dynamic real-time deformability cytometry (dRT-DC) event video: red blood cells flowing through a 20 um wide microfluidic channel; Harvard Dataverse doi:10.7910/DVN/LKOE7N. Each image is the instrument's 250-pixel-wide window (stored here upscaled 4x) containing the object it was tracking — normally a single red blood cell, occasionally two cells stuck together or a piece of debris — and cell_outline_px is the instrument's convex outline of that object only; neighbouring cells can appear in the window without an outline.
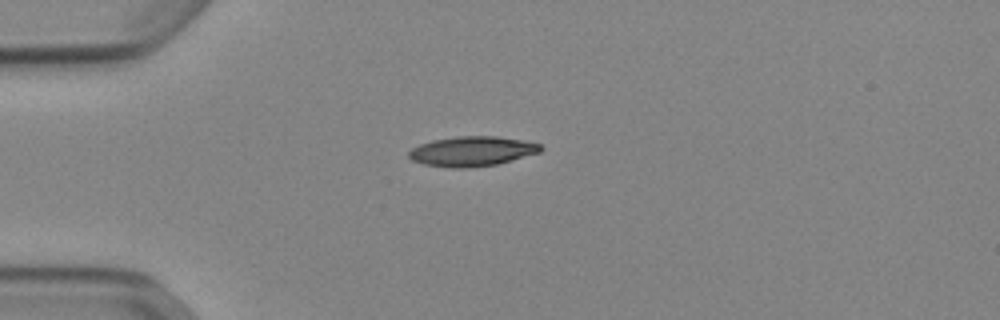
{"species": "Egyptian fruit bat (a non-hibernating species)", "species_latin": "Rousettus aegyptiacus", "temperature_condition": "cold", "stored_images_in_passage": 39, "camera_frame_rate_fps": 3000, "um_per_image_px": 0.085, "animal": {"sex": "female"}, "frame": {"image": 1, "passage_image": 1, "time_ms": 0.0, "image_size_px": [1000, 320], "cell_outline_px": [[544, 148], [540, 152], [496, 164], [468, 168], [452, 168], [424, 164], [412, 160], [408, 156], [408, 152], [412, 148], [420, 144], [432, 140], [456, 136], [496, 136], [524, 140], [540, 144]], "centroid_in_image_um": [40.11, 12.85], "position_along_channel_um": 44.9, "area_um2": 22.89}}
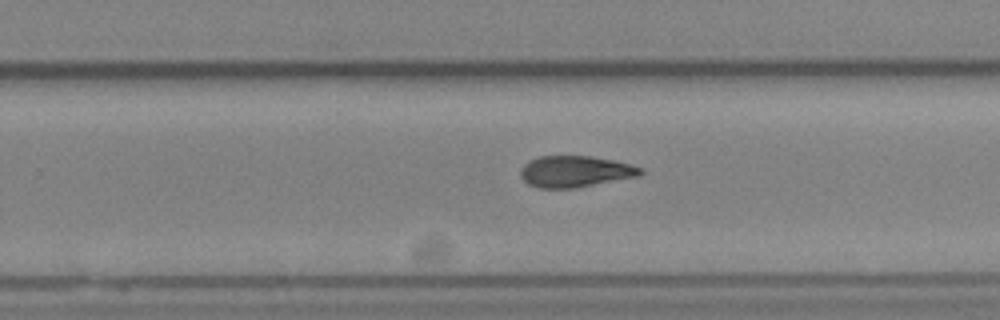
{"frame": {"image": 2, "passage_image": 21, "time_ms": 6.667, "image_size_px": [1000, 320], "cell_outline_px": [[644, 172], [640, 176], [576, 188], [540, 188], [528, 184], [520, 176], [520, 168], [528, 160], [540, 156], [592, 156], [616, 160], [640, 168]], "centroid_in_image_um": [48.88, 14.57], "position_along_channel_um": 280.9, "area_um2": 22.08}}
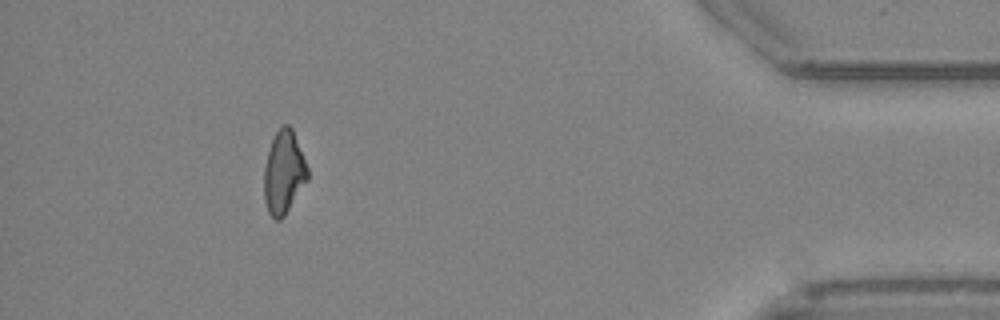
{"frame": {"image": 3, "passage_image": 35, "time_ms": 11.333, "image_size_px": [1000, 320], "cell_outline_px": [[308, 180], [284, 216], [280, 220], [276, 220], [268, 212], [264, 200], [264, 168], [268, 152], [272, 140], [276, 132], [284, 124], [288, 124], [292, 128], [308, 168]], "centroid_in_image_um": [24.12, 14.67], "position_along_channel_um": 411.1, "area_um2": 20.92}, "authors_computed_cell_mechanics": {"area_um2": 21.9062, "velocity_mm_per_s": 3.8951, "shape_relaxation_time_tau1_ms": 7.4428, "shape_relaxation_time_tau2_ms": 7.7527, "deformation_change_tau1": 0.1727, "deformation_change_tau2": 0.1569}}